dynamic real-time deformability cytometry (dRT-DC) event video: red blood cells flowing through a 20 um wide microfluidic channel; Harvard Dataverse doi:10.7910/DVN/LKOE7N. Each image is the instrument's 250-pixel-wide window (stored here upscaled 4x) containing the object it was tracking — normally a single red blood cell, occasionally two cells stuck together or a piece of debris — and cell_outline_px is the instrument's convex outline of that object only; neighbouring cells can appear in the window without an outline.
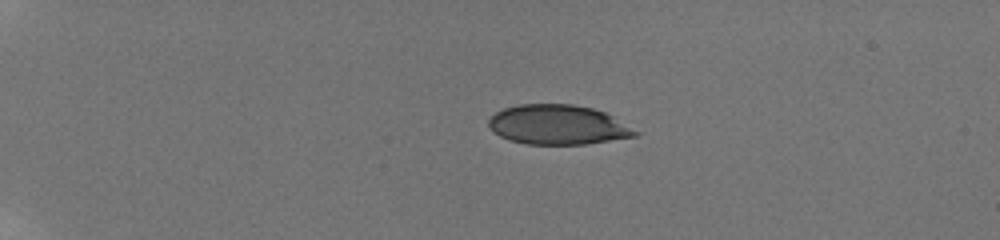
{"species": "human", "species_latin": "Homo sapiens", "temperature_condition": "room temperature", "stored_images_in_passage": 95, "camera_frame_rate_fps": 3000, "um_per_image_px": 0.085, "donor": {"sex": "male"}, "frame": {"image": 1, "passage_image": 1, "time_ms": 0.0, "image_size_px": [1000, 240], "cell_outline_px": [[640, 132], [636, 136], [588, 144], [528, 144], [508, 140], [500, 136], [488, 128], [488, 120], [496, 112], [504, 108], [520, 104], [572, 104], [592, 108], [604, 112], [612, 116]], "centroid_in_image_um": [47.4, 10.61], "position_along_channel_um": 37.6, "area_um2": 33.87}}
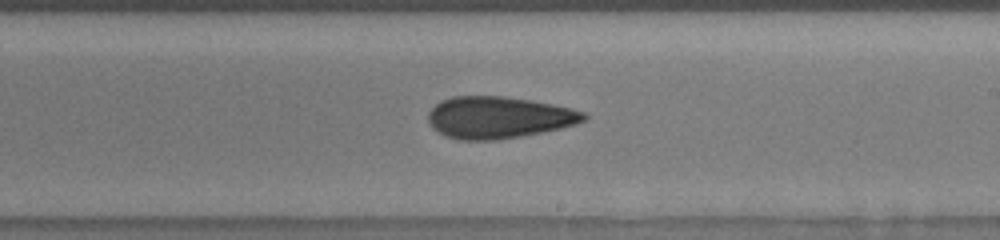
{"frame": {"image": 2, "passage_image": 57, "time_ms": 7.667, "image_size_px": [1000, 240], "cell_outline_px": [[588, 116], [584, 120], [576, 124], [560, 128], [520, 136], [496, 140], [460, 140], [444, 136], [432, 128], [428, 120], [428, 112], [440, 100], [452, 96], [504, 96], [532, 100], [572, 108], [584, 112]], "centroid_in_image_um": [42.35, 9.98], "position_along_channel_um": 246.7, "area_um2": 38.03}}
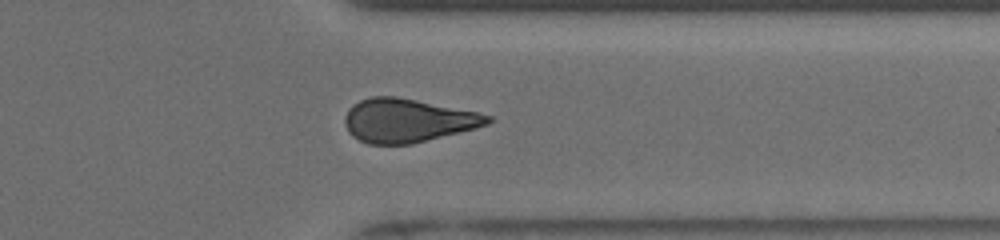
{"frame": {"image": 3, "passage_image": 80, "time_ms": 11.0, "image_size_px": [1000, 240], "cell_outline_px": [[492, 120], [488, 124], [476, 128], [412, 144], [368, 144], [352, 136], [348, 132], [344, 124], [344, 116], [348, 108], [352, 104], [360, 100], [372, 96], [396, 96], [476, 112], [492, 116]], "centroid_in_image_um": [34.59, 10.24], "position_along_channel_um": 376.8, "area_um2": 36.24}, "authors_computed_cell_mechanics": {"area_um2": 36.9342, "velocity_mm_per_s": 3.8932, "shape_relaxation_time_tau1_ms": 7.0341, "shape_relaxation_time_tau2_ms": 2.6231, "deformation_change_tau1": 0.1503, "deformation_change_tau2": 0.102}}